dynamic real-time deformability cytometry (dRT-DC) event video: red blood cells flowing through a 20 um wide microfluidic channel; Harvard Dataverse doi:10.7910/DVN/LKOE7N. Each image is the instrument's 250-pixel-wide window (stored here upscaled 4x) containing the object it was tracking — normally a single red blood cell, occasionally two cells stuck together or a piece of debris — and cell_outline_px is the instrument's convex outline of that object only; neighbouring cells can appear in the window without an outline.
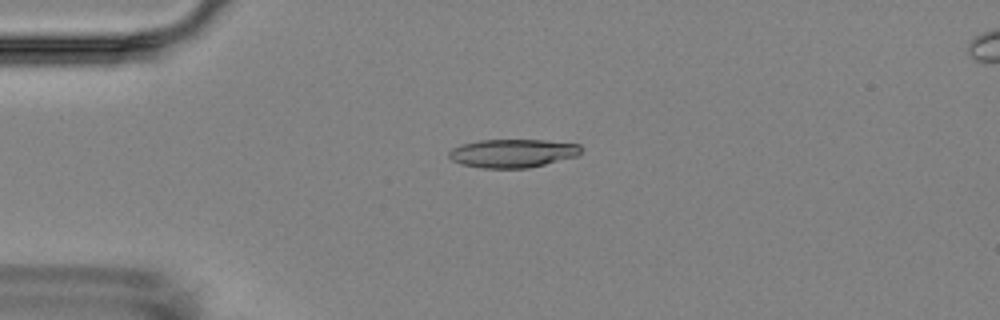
{"species": "Egyptian fruit bat (a non-hibernating species)", "species_latin": "Rousettus aegyptiacus", "temperature_condition": "room temperature", "stored_images_in_passage": 3, "camera_frame_rate_fps": 3000, "um_per_image_px": 0.085, "animal": {"sex": "female"}, "frame": {"image": 1, "passage_image": 1, "time_ms": 0.0, "image_size_px": [1000, 320], "cell_outline_px": [[580, 152], [576, 156], [528, 168], [480, 168], [460, 164], [452, 160], [448, 156], [448, 152], [452, 148], [460, 144], [480, 140], [544, 140], [580, 144]], "centroid_in_image_um": [43.52, 13.02], "position_along_channel_um": 41.5, "area_um2": 21.85}}